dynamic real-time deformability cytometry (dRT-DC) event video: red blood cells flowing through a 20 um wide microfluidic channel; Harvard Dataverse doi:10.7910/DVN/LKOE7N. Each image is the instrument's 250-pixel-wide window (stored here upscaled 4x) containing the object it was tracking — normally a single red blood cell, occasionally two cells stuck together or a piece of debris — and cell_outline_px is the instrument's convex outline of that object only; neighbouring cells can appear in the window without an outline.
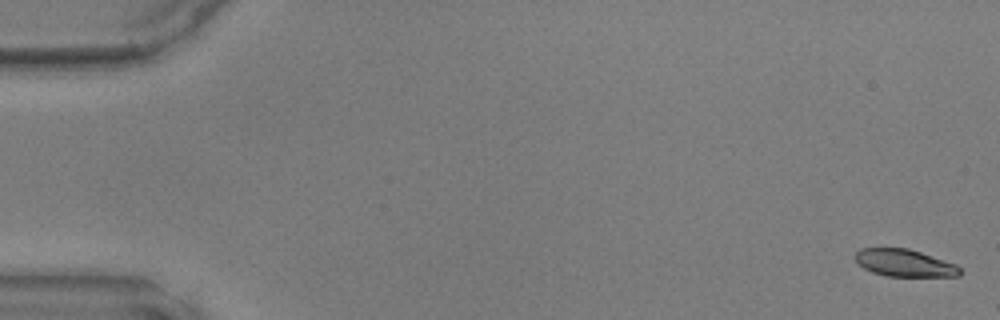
{"species": "common noctule bat (a hibernating species)", "species_latin": "Nyctalus noctula", "temperature_condition": "warm", "stored_images_in_passage": 7, "camera_frame_rate_fps": 3000, "um_per_image_px": 0.085, "animal": {"sex": "male", "body_mass_g": 17.9, "forearm_length_mm": 54.2}, "frame": {"image": 1, "passage_image": 1, "time_ms": 0.0, "image_size_px": [1000, 320], "cell_outline_px": [[960, 276], [884, 276], [872, 272], [864, 268], [856, 260], [856, 252], [860, 248], [908, 248], [956, 264], [960, 268]], "centroid_in_image_um": [76.88, 22.35], "position_along_channel_um": 8.1, "area_um2": 16.47}}